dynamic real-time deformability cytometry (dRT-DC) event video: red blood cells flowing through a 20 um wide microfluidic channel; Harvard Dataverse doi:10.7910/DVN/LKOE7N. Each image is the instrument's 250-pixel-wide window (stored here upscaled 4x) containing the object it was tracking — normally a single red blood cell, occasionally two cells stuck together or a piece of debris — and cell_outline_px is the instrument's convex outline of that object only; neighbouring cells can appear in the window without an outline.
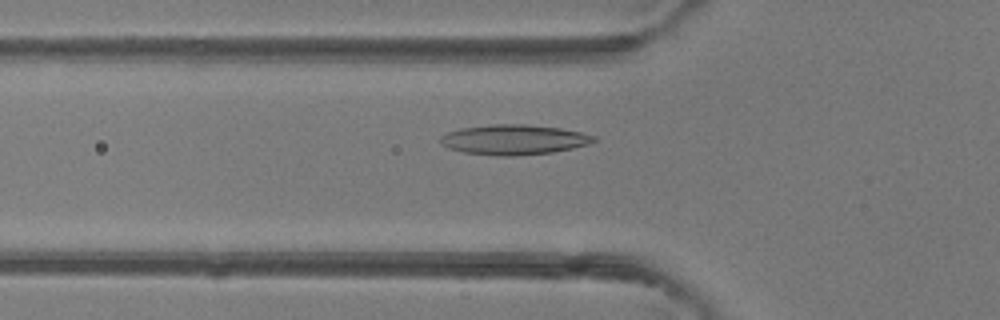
{"species": "common noctule bat (a hibernating species)", "species_latin": "Nyctalus noctula", "temperature_condition": "room temperature", "stored_images_in_passage": 37, "camera_frame_rate_fps": 3000, "um_per_image_px": 0.085, "animal": {"sex": "female"}, "frame": {"image": 1, "passage_image": 17, "time_ms": 5.333, "image_size_px": [1000, 320], "cell_outline_px": [[600, 140], [588, 144], [572, 148], [552, 152], [516, 156], [496, 156], [464, 152], [448, 148], [440, 144], [440, 136], [448, 132], [460, 128], [492, 124], [524, 124], [560, 128], [580, 132], [596, 136]], "centroid_in_image_um": [43.68, 11.87], "position_along_channel_um": 82.1, "area_um2": 26.99}}
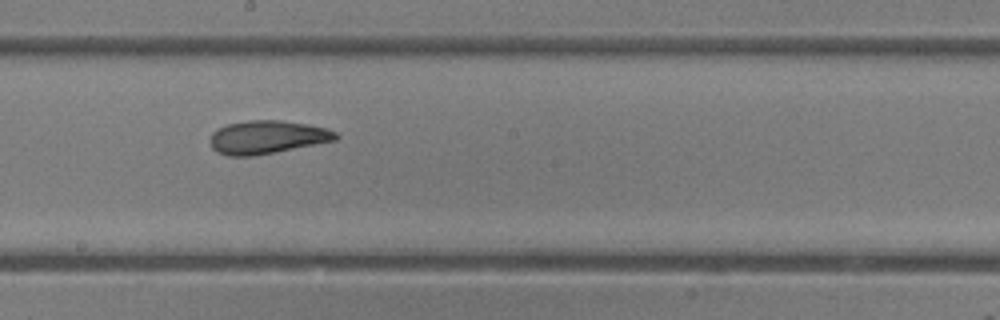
{"frame": {"image": 2, "passage_image": 27, "time_ms": 8.667, "image_size_px": [1000, 320], "cell_outline_px": [[340, 136], [336, 140], [276, 152], [252, 156], [228, 156], [216, 152], [212, 148], [208, 140], [212, 132], [216, 128], [228, 124], [248, 120], [280, 120], [308, 124], [328, 128], [336, 132]], "centroid_in_image_um": [22.68, 11.66], "position_along_channel_um": 225.5, "area_um2": 24.62}}
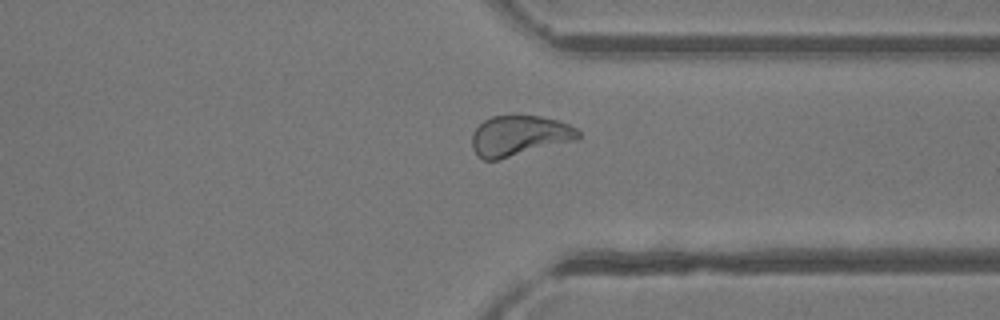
{"frame": {"image": 3, "passage_image": 37, "time_ms": 12.0, "image_size_px": [1000, 320], "cell_outline_px": [[580, 136], [576, 140], [496, 160], [484, 160], [476, 156], [472, 148], [472, 136], [476, 128], [484, 120], [492, 116], [512, 112], [540, 116], [560, 120], [576, 128], [580, 132]], "centroid_in_image_um": [44.12, 11.49], "position_along_channel_um": 367.3, "area_um2": 25.61}, "authors_computed_cell_mechanics": {"area_um2": 25.0274, "velocity_mm_per_s": 4.2782, "shape_relaxation_time_tau1_ms": null, "shape_relaxation_time_tau2_ms": 1.4597, "deformation_change_tau1": null, "deformation_change_tau2": 0.0699}}